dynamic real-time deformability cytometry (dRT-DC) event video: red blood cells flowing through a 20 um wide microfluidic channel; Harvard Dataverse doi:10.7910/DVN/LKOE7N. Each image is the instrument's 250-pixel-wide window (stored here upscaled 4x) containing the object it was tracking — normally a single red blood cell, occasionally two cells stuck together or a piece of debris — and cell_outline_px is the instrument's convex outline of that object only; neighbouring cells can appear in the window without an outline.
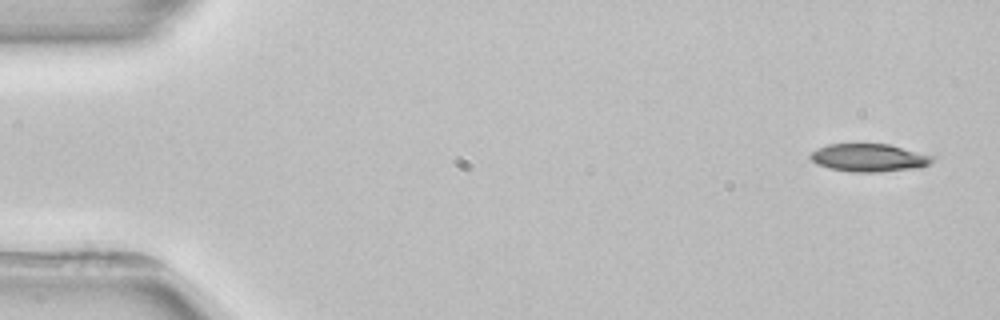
{"species": "common noctule bat (a hibernating species)", "species_latin": "Nyctalus noctula", "temperature_condition": "room temperature", "stored_images_in_passage": 4, "camera_frame_rate_fps": 3000, "um_per_image_px": 0.085, "animal": {"sex": "female", "body_mass_g": 22.7, "forearm_length_mm": 54.2}, "frame": {"image": 1, "passage_image": 1, "time_ms": 0.0, "image_size_px": [1000, 320], "cell_outline_px": [[936, 156], [928, 164], [920, 168], [876, 172], [852, 172], [828, 168], [816, 164], [808, 156], [816, 148], [828, 144], [888, 144]], "centroid_in_image_um": [73.85, 13.41], "position_along_channel_um": 11.2, "area_um2": 19.94}}
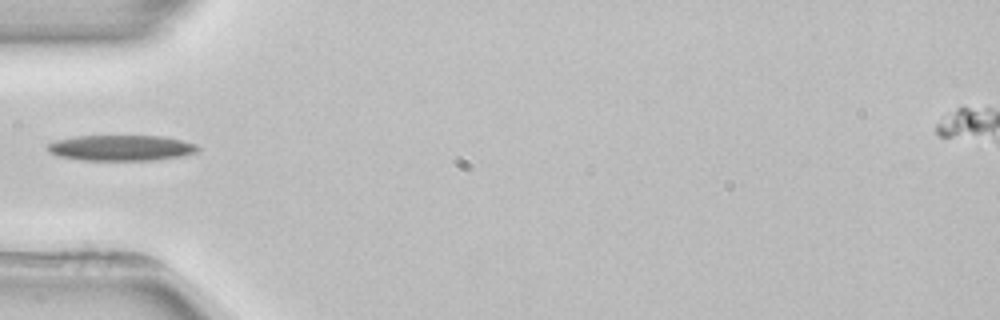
{"frame": {"image": 2, "passage_image": 4, "time_ms": 5.0, "image_size_px": [1000, 320], "cell_outline_px": [[200, 148], [196, 152], [180, 156], [156, 160], [84, 160], [56, 156], [48, 152], [48, 144], [56, 140], [76, 136], [160, 136], [180, 140], [196, 144]], "centroid_in_image_um": [10.27, 12.57], "position_along_channel_um": 74.7, "area_um2": 22.37}}